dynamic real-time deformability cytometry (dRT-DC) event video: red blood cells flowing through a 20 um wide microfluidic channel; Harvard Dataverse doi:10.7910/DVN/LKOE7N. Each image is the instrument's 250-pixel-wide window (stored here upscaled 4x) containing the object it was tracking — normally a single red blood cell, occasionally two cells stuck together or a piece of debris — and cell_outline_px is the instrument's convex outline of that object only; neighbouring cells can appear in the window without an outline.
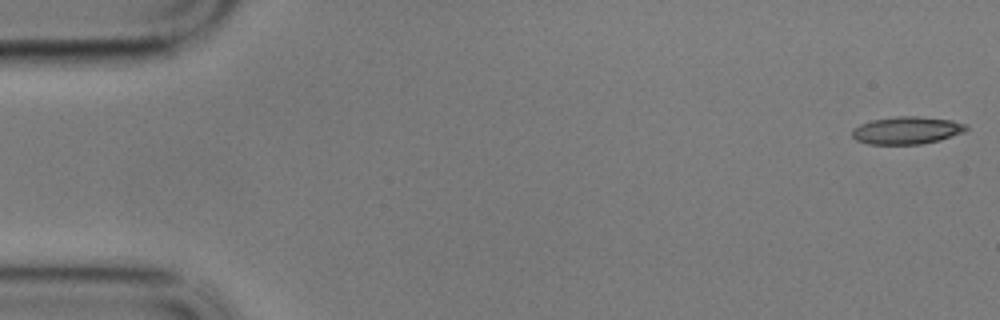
{"species": "common noctule bat (a hibernating species)", "species_latin": "Nyctalus noctula", "temperature_condition": "cold", "stored_images_in_passage": 6, "camera_frame_rate_fps": 3000, "um_per_image_px": 0.085, "animal": {"sex": "male", "body_mass_g": 17.9}, "frame": {"image": 1, "passage_image": 1, "time_ms": 0.0, "image_size_px": [1000, 320], "cell_outline_px": [[968, 128], [964, 132], [940, 140], [920, 144], [868, 144], [856, 140], [852, 136], [852, 128], [860, 124], [872, 120], [896, 116], [916, 116], [952, 120], [968, 124]], "centroid_in_image_um": [77.08, 11.07], "position_along_channel_um": 7.9, "area_um2": 18.38}}